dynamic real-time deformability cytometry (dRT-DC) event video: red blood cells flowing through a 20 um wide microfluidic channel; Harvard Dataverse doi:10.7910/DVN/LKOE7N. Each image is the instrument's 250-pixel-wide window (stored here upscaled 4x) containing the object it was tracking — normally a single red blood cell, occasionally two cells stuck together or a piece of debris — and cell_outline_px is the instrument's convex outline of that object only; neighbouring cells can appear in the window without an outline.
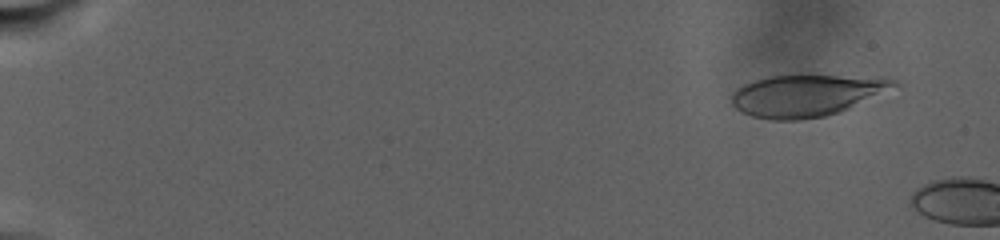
{"species": "human", "species_latin": "Homo sapiens", "temperature_condition": "warm", "stored_images_in_passage": 17, "camera_frame_rate_fps": 3000, "um_per_image_px": 0.085, "donor": {"sex": "male"}, "frame": {"image": 1, "passage_image": 8, "time_ms": 2.0, "image_size_px": [1000, 240], "cell_outline_px": [[904, 84], [840, 112], [824, 116], [800, 120], [772, 120], [752, 116], [736, 108], [732, 104], [732, 92], [736, 88], [744, 84], [768, 76], [884, 76], [896, 80]], "centroid_in_image_um": [68.62, 8.1], "position_along_channel_um": 16.4, "area_um2": 39.65}}